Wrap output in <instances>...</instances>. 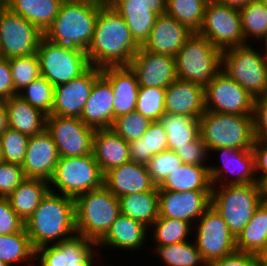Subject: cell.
Wrapping results in <instances>:
<instances>
[{
    "label": "cell",
    "instance_id": "1",
    "mask_svg": "<svg viewBox=\"0 0 267 266\" xmlns=\"http://www.w3.org/2000/svg\"><path fill=\"white\" fill-rule=\"evenodd\" d=\"M140 49L130 29L112 5H101L92 42L86 51L91 66H128Z\"/></svg>",
    "mask_w": 267,
    "mask_h": 266
},
{
    "label": "cell",
    "instance_id": "2",
    "mask_svg": "<svg viewBox=\"0 0 267 266\" xmlns=\"http://www.w3.org/2000/svg\"><path fill=\"white\" fill-rule=\"evenodd\" d=\"M54 192L50 190L33 214L24 222L35 250L49 245L50 242L54 245L65 241L75 236L73 234H77L75 199Z\"/></svg>",
    "mask_w": 267,
    "mask_h": 266
},
{
    "label": "cell",
    "instance_id": "3",
    "mask_svg": "<svg viewBox=\"0 0 267 266\" xmlns=\"http://www.w3.org/2000/svg\"><path fill=\"white\" fill-rule=\"evenodd\" d=\"M101 4L84 0H63L44 37L72 51H87L94 35Z\"/></svg>",
    "mask_w": 267,
    "mask_h": 266
},
{
    "label": "cell",
    "instance_id": "4",
    "mask_svg": "<svg viewBox=\"0 0 267 266\" xmlns=\"http://www.w3.org/2000/svg\"><path fill=\"white\" fill-rule=\"evenodd\" d=\"M119 199L104 185L75 198V228L78 235L98 243L120 215Z\"/></svg>",
    "mask_w": 267,
    "mask_h": 266
},
{
    "label": "cell",
    "instance_id": "5",
    "mask_svg": "<svg viewBox=\"0 0 267 266\" xmlns=\"http://www.w3.org/2000/svg\"><path fill=\"white\" fill-rule=\"evenodd\" d=\"M199 133L209 151L216 148L252 149L254 117L205 110L199 118Z\"/></svg>",
    "mask_w": 267,
    "mask_h": 266
},
{
    "label": "cell",
    "instance_id": "6",
    "mask_svg": "<svg viewBox=\"0 0 267 266\" xmlns=\"http://www.w3.org/2000/svg\"><path fill=\"white\" fill-rule=\"evenodd\" d=\"M212 186L211 205L226 222L230 232L237 238L253 217L263 196L260 183Z\"/></svg>",
    "mask_w": 267,
    "mask_h": 266
},
{
    "label": "cell",
    "instance_id": "7",
    "mask_svg": "<svg viewBox=\"0 0 267 266\" xmlns=\"http://www.w3.org/2000/svg\"><path fill=\"white\" fill-rule=\"evenodd\" d=\"M221 56L219 48L193 32L175 55L176 76L205 87L221 70Z\"/></svg>",
    "mask_w": 267,
    "mask_h": 266
},
{
    "label": "cell",
    "instance_id": "8",
    "mask_svg": "<svg viewBox=\"0 0 267 266\" xmlns=\"http://www.w3.org/2000/svg\"><path fill=\"white\" fill-rule=\"evenodd\" d=\"M221 71L254 98L267 92V58L248 44L222 51Z\"/></svg>",
    "mask_w": 267,
    "mask_h": 266
},
{
    "label": "cell",
    "instance_id": "9",
    "mask_svg": "<svg viewBox=\"0 0 267 266\" xmlns=\"http://www.w3.org/2000/svg\"><path fill=\"white\" fill-rule=\"evenodd\" d=\"M59 193L76 198L80 194L101 188L104 175L92 154L78 157H59L53 176L49 181Z\"/></svg>",
    "mask_w": 267,
    "mask_h": 266
},
{
    "label": "cell",
    "instance_id": "10",
    "mask_svg": "<svg viewBox=\"0 0 267 266\" xmlns=\"http://www.w3.org/2000/svg\"><path fill=\"white\" fill-rule=\"evenodd\" d=\"M36 54L40 75L54 87L68 83L91 66L85 51L64 49L44 36L39 41Z\"/></svg>",
    "mask_w": 267,
    "mask_h": 266
},
{
    "label": "cell",
    "instance_id": "11",
    "mask_svg": "<svg viewBox=\"0 0 267 266\" xmlns=\"http://www.w3.org/2000/svg\"><path fill=\"white\" fill-rule=\"evenodd\" d=\"M221 51L242 46L245 42L239 10L209 0L203 23L197 32Z\"/></svg>",
    "mask_w": 267,
    "mask_h": 266
},
{
    "label": "cell",
    "instance_id": "12",
    "mask_svg": "<svg viewBox=\"0 0 267 266\" xmlns=\"http://www.w3.org/2000/svg\"><path fill=\"white\" fill-rule=\"evenodd\" d=\"M43 36L33 23L4 4L0 7V57L10 59L36 53Z\"/></svg>",
    "mask_w": 267,
    "mask_h": 266
},
{
    "label": "cell",
    "instance_id": "13",
    "mask_svg": "<svg viewBox=\"0 0 267 266\" xmlns=\"http://www.w3.org/2000/svg\"><path fill=\"white\" fill-rule=\"evenodd\" d=\"M205 109L212 112L254 115V100L242 86L221 70L204 87Z\"/></svg>",
    "mask_w": 267,
    "mask_h": 266
},
{
    "label": "cell",
    "instance_id": "14",
    "mask_svg": "<svg viewBox=\"0 0 267 266\" xmlns=\"http://www.w3.org/2000/svg\"><path fill=\"white\" fill-rule=\"evenodd\" d=\"M46 130L51 134L59 157H78L92 154L95 129L80 118L47 115Z\"/></svg>",
    "mask_w": 267,
    "mask_h": 266
},
{
    "label": "cell",
    "instance_id": "15",
    "mask_svg": "<svg viewBox=\"0 0 267 266\" xmlns=\"http://www.w3.org/2000/svg\"><path fill=\"white\" fill-rule=\"evenodd\" d=\"M197 224L195 244L207 263L237 250L236 237L212 205L201 215Z\"/></svg>",
    "mask_w": 267,
    "mask_h": 266
},
{
    "label": "cell",
    "instance_id": "16",
    "mask_svg": "<svg viewBox=\"0 0 267 266\" xmlns=\"http://www.w3.org/2000/svg\"><path fill=\"white\" fill-rule=\"evenodd\" d=\"M101 75V68L90 66L80 76L66 84L54 87V105L51 115L80 118L94 82Z\"/></svg>",
    "mask_w": 267,
    "mask_h": 266
},
{
    "label": "cell",
    "instance_id": "17",
    "mask_svg": "<svg viewBox=\"0 0 267 266\" xmlns=\"http://www.w3.org/2000/svg\"><path fill=\"white\" fill-rule=\"evenodd\" d=\"M128 66L135 73L139 87L166 89L177 79L175 57L152 53L142 47Z\"/></svg>",
    "mask_w": 267,
    "mask_h": 266
},
{
    "label": "cell",
    "instance_id": "18",
    "mask_svg": "<svg viewBox=\"0 0 267 266\" xmlns=\"http://www.w3.org/2000/svg\"><path fill=\"white\" fill-rule=\"evenodd\" d=\"M212 191H165L158 189L159 217L179 219L192 224L211 205Z\"/></svg>",
    "mask_w": 267,
    "mask_h": 266
},
{
    "label": "cell",
    "instance_id": "19",
    "mask_svg": "<svg viewBox=\"0 0 267 266\" xmlns=\"http://www.w3.org/2000/svg\"><path fill=\"white\" fill-rule=\"evenodd\" d=\"M59 160V154L51 134L45 129L30 136L22 169L27 179L50 181Z\"/></svg>",
    "mask_w": 267,
    "mask_h": 266
},
{
    "label": "cell",
    "instance_id": "20",
    "mask_svg": "<svg viewBox=\"0 0 267 266\" xmlns=\"http://www.w3.org/2000/svg\"><path fill=\"white\" fill-rule=\"evenodd\" d=\"M192 34L193 31L187 26L163 13L156 17L149 38L142 48L152 53L175 57Z\"/></svg>",
    "mask_w": 267,
    "mask_h": 266
},
{
    "label": "cell",
    "instance_id": "21",
    "mask_svg": "<svg viewBox=\"0 0 267 266\" xmlns=\"http://www.w3.org/2000/svg\"><path fill=\"white\" fill-rule=\"evenodd\" d=\"M212 151L221 153L223 163L221 167H208L212 186L223 181L222 174L224 176V172L236 174V177L231 179L228 185L260 183L258 177H255V157L252 149L216 148Z\"/></svg>",
    "mask_w": 267,
    "mask_h": 266
},
{
    "label": "cell",
    "instance_id": "22",
    "mask_svg": "<svg viewBox=\"0 0 267 266\" xmlns=\"http://www.w3.org/2000/svg\"><path fill=\"white\" fill-rule=\"evenodd\" d=\"M204 86L177 78L165 91V112L200 118L205 112Z\"/></svg>",
    "mask_w": 267,
    "mask_h": 266
},
{
    "label": "cell",
    "instance_id": "23",
    "mask_svg": "<svg viewBox=\"0 0 267 266\" xmlns=\"http://www.w3.org/2000/svg\"><path fill=\"white\" fill-rule=\"evenodd\" d=\"M101 74L110 82L113 94L114 119L136 110L139 84L129 66H108L101 68Z\"/></svg>",
    "mask_w": 267,
    "mask_h": 266
},
{
    "label": "cell",
    "instance_id": "24",
    "mask_svg": "<svg viewBox=\"0 0 267 266\" xmlns=\"http://www.w3.org/2000/svg\"><path fill=\"white\" fill-rule=\"evenodd\" d=\"M104 186L117 198L152 190L147 166L129 161L113 168L104 175Z\"/></svg>",
    "mask_w": 267,
    "mask_h": 266
},
{
    "label": "cell",
    "instance_id": "25",
    "mask_svg": "<svg viewBox=\"0 0 267 266\" xmlns=\"http://www.w3.org/2000/svg\"><path fill=\"white\" fill-rule=\"evenodd\" d=\"M114 94L110 82L101 75L92 87L80 120L94 129H110L113 125Z\"/></svg>",
    "mask_w": 267,
    "mask_h": 266
},
{
    "label": "cell",
    "instance_id": "26",
    "mask_svg": "<svg viewBox=\"0 0 267 266\" xmlns=\"http://www.w3.org/2000/svg\"><path fill=\"white\" fill-rule=\"evenodd\" d=\"M92 153L103 175L130 161L129 144L110 129H95Z\"/></svg>",
    "mask_w": 267,
    "mask_h": 266
},
{
    "label": "cell",
    "instance_id": "27",
    "mask_svg": "<svg viewBox=\"0 0 267 266\" xmlns=\"http://www.w3.org/2000/svg\"><path fill=\"white\" fill-rule=\"evenodd\" d=\"M3 102L7 109L9 128L29 137L40 134L46 129L47 115L31 106L18 95Z\"/></svg>",
    "mask_w": 267,
    "mask_h": 266
},
{
    "label": "cell",
    "instance_id": "28",
    "mask_svg": "<svg viewBox=\"0 0 267 266\" xmlns=\"http://www.w3.org/2000/svg\"><path fill=\"white\" fill-rule=\"evenodd\" d=\"M148 228L145 224L120 214L97 246L109 245L125 250L139 249L146 240Z\"/></svg>",
    "mask_w": 267,
    "mask_h": 266
},
{
    "label": "cell",
    "instance_id": "29",
    "mask_svg": "<svg viewBox=\"0 0 267 266\" xmlns=\"http://www.w3.org/2000/svg\"><path fill=\"white\" fill-rule=\"evenodd\" d=\"M209 165L183 164L172 172L158 187L165 191H212Z\"/></svg>",
    "mask_w": 267,
    "mask_h": 266
},
{
    "label": "cell",
    "instance_id": "30",
    "mask_svg": "<svg viewBox=\"0 0 267 266\" xmlns=\"http://www.w3.org/2000/svg\"><path fill=\"white\" fill-rule=\"evenodd\" d=\"M63 0H3L11 11L33 23L43 33L51 26Z\"/></svg>",
    "mask_w": 267,
    "mask_h": 266
},
{
    "label": "cell",
    "instance_id": "31",
    "mask_svg": "<svg viewBox=\"0 0 267 266\" xmlns=\"http://www.w3.org/2000/svg\"><path fill=\"white\" fill-rule=\"evenodd\" d=\"M49 182L42 179H25L7 197L12 209L25 222L49 193Z\"/></svg>",
    "mask_w": 267,
    "mask_h": 266
},
{
    "label": "cell",
    "instance_id": "32",
    "mask_svg": "<svg viewBox=\"0 0 267 266\" xmlns=\"http://www.w3.org/2000/svg\"><path fill=\"white\" fill-rule=\"evenodd\" d=\"M120 213L137 220L147 227L159 217L158 187L145 192L119 197Z\"/></svg>",
    "mask_w": 267,
    "mask_h": 266
},
{
    "label": "cell",
    "instance_id": "33",
    "mask_svg": "<svg viewBox=\"0 0 267 266\" xmlns=\"http://www.w3.org/2000/svg\"><path fill=\"white\" fill-rule=\"evenodd\" d=\"M267 247V202L255 210L253 217L236 238L238 251L253 253L260 256Z\"/></svg>",
    "mask_w": 267,
    "mask_h": 266
},
{
    "label": "cell",
    "instance_id": "34",
    "mask_svg": "<svg viewBox=\"0 0 267 266\" xmlns=\"http://www.w3.org/2000/svg\"><path fill=\"white\" fill-rule=\"evenodd\" d=\"M167 134L160 121H153L145 134L129 142L130 161L147 165L154 154L168 150Z\"/></svg>",
    "mask_w": 267,
    "mask_h": 266
},
{
    "label": "cell",
    "instance_id": "35",
    "mask_svg": "<svg viewBox=\"0 0 267 266\" xmlns=\"http://www.w3.org/2000/svg\"><path fill=\"white\" fill-rule=\"evenodd\" d=\"M127 23L135 42L142 47L148 40L158 16L150 6L140 4H110Z\"/></svg>",
    "mask_w": 267,
    "mask_h": 266
},
{
    "label": "cell",
    "instance_id": "36",
    "mask_svg": "<svg viewBox=\"0 0 267 266\" xmlns=\"http://www.w3.org/2000/svg\"><path fill=\"white\" fill-rule=\"evenodd\" d=\"M159 121L167 134L169 150L187 146L200 136L198 118L165 112Z\"/></svg>",
    "mask_w": 267,
    "mask_h": 266
},
{
    "label": "cell",
    "instance_id": "37",
    "mask_svg": "<svg viewBox=\"0 0 267 266\" xmlns=\"http://www.w3.org/2000/svg\"><path fill=\"white\" fill-rule=\"evenodd\" d=\"M209 0H166L165 13L191 31L198 32Z\"/></svg>",
    "mask_w": 267,
    "mask_h": 266
},
{
    "label": "cell",
    "instance_id": "38",
    "mask_svg": "<svg viewBox=\"0 0 267 266\" xmlns=\"http://www.w3.org/2000/svg\"><path fill=\"white\" fill-rule=\"evenodd\" d=\"M36 258V250L26 232L25 227L17 233L0 234V261L10 265L12 263Z\"/></svg>",
    "mask_w": 267,
    "mask_h": 266
},
{
    "label": "cell",
    "instance_id": "39",
    "mask_svg": "<svg viewBox=\"0 0 267 266\" xmlns=\"http://www.w3.org/2000/svg\"><path fill=\"white\" fill-rule=\"evenodd\" d=\"M157 255L167 266H207L202 254L198 250L195 242L188 241L165 246H155ZM200 264V265H199Z\"/></svg>",
    "mask_w": 267,
    "mask_h": 266
},
{
    "label": "cell",
    "instance_id": "40",
    "mask_svg": "<svg viewBox=\"0 0 267 266\" xmlns=\"http://www.w3.org/2000/svg\"><path fill=\"white\" fill-rule=\"evenodd\" d=\"M151 226L154 227L152 235L158 244L156 246H165L187 241L186 236L193 225L179 219L158 217Z\"/></svg>",
    "mask_w": 267,
    "mask_h": 266
},
{
    "label": "cell",
    "instance_id": "41",
    "mask_svg": "<svg viewBox=\"0 0 267 266\" xmlns=\"http://www.w3.org/2000/svg\"><path fill=\"white\" fill-rule=\"evenodd\" d=\"M239 13L245 42L248 36L262 40L267 33V6L261 0H255L239 10Z\"/></svg>",
    "mask_w": 267,
    "mask_h": 266
},
{
    "label": "cell",
    "instance_id": "42",
    "mask_svg": "<svg viewBox=\"0 0 267 266\" xmlns=\"http://www.w3.org/2000/svg\"><path fill=\"white\" fill-rule=\"evenodd\" d=\"M21 91L17 94L21 99L44 114L51 115L54 105V86L45 77L39 76Z\"/></svg>",
    "mask_w": 267,
    "mask_h": 266
},
{
    "label": "cell",
    "instance_id": "43",
    "mask_svg": "<svg viewBox=\"0 0 267 266\" xmlns=\"http://www.w3.org/2000/svg\"><path fill=\"white\" fill-rule=\"evenodd\" d=\"M63 251L64 266L77 263H93L95 255L92 245L97 246L93 240L75 234V236L56 244Z\"/></svg>",
    "mask_w": 267,
    "mask_h": 266
},
{
    "label": "cell",
    "instance_id": "44",
    "mask_svg": "<svg viewBox=\"0 0 267 266\" xmlns=\"http://www.w3.org/2000/svg\"><path fill=\"white\" fill-rule=\"evenodd\" d=\"M15 93L18 94L40 75L39 58L36 53L8 59Z\"/></svg>",
    "mask_w": 267,
    "mask_h": 266
},
{
    "label": "cell",
    "instance_id": "45",
    "mask_svg": "<svg viewBox=\"0 0 267 266\" xmlns=\"http://www.w3.org/2000/svg\"><path fill=\"white\" fill-rule=\"evenodd\" d=\"M165 91L157 87H139L136 111L151 121H159L165 113Z\"/></svg>",
    "mask_w": 267,
    "mask_h": 266
},
{
    "label": "cell",
    "instance_id": "46",
    "mask_svg": "<svg viewBox=\"0 0 267 266\" xmlns=\"http://www.w3.org/2000/svg\"><path fill=\"white\" fill-rule=\"evenodd\" d=\"M152 122L135 110L115 118L111 129L129 143L142 137Z\"/></svg>",
    "mask_w": 267,
    "mask_h": 266
},
{
    "label": "cell",
    "instance_id": "47",
    "mask_svg": "<svg viewBox=\"0 0 267 266\" xmlns=\"http://www.w3.org/2000/svg\"><path fill=\"white\" fill-rule=\"evenodd\" d=\"M29 136L7 127L0 134L4 162L22 165L25 159Z\"/></svg>",
    "mask_w": 267,
    "mask_h": 266
},
{
    "label": "cell",
    "instance_id": "48",
    "mask_svg": "<svg viewBox=\"0 0 267 266\" xmlns=\"http://www.w3.org/2000/svg\"><path fill=\"white\" fill-rule=\"evenodd\" d=\"M184 163L182 159L172 150H165L149 160L147 166L152 183L159 187L163 181Z\"/></svg>",
    "mask_w": 267,
    "mask_h": 266
},
{
    "label": "cell",
    "instance_id": "49",
    "mask_svg": "<svg viewBox=\"0 0 267 266\" xmlns=\"http://www.w3.org/2000/svg\"><path fill=\"white\" fill-rule=\"evenodd\" d=\"M25 179L21 165L0 162V197H8Z\"/></svg>",
    "mask_w": 267,
    "mask_h": 266
},
{
    "label": "cell",
    "instance_id": "50",
    "mask_svg": "<svg viewBox=\"0 0 267 266\" xmlns=\"http://www.w3.org/2000/svg\"><path fill=\"white\" fill-rule=\"evenodd\" d=\"M24 227V221L12 209L8 198L0 197V234L17 233Z\"/></svg>",
    "mask_w": 267,
    "mask_h": 266
},
{
    "label": "cell",
    "instance_id": "51",
    "mask_svg": "<svg viewBox=\"0 0 267 266\" xmlns=\"http://www.w3.org/2000/svg\"><path fill=\"white\" fill-rule=\"evenodd\" d=\"M174 152L184 164L205 166L204 160H207L209 149L199 136L195 141L189 142L187 146L176 148Z\"/></svg>",
    "mask_w": 267,
    "mask_h": 266
},
{
    "label": "cell",
    "instance_id": "52",
    "mask_svg": "<svg viewBox=\"0 0 267 266\" xmlns=\"http://www.w3.org/2000/svg\"><path fill=\"white\" fill-rule=\"evenodd\" d=\"M255 140L267 141V92L254 100Z\"/></svg>",
    "mask_w": 267,
    "mask_h": 266
},
{
    "label": "cell",
    "instance_id": "53",
    "mask_svg": "<svg viewBox=\"0 0 267 266\" xmlns=\"http://www.w3.org/2000/svg\"><path fill=\"white\" fill-rule=\"evenodd\" d=\"M259 256L244 251H234L220 259L210 261L207 266H255Z\"/></svg>",
    "mask_w": 267,
    "mask_h": 266
},
{
    "label": "cell",
    "instance_id": "54",
    "mask_svg": "<svg viewBox=\"0 0 267 266\" xmlns=\"http://www.w3.org/2000/svg\"><path fill=\"white\" fill-rule=\"evenodd\" d=\"M16 95L8 59L0 57V101Z\"/></svg>",
    "mask_w": 267,
    "mask_h": 266
},
{
    "label": "cell",
    "instance_id": "55",
    "mask_svg": "<svg viewBox=\"0 0 267 266\" xmlns=\"http://www.w3.org/2000/svg\"><path fill=\"white\" fill-rule=\"evenodd\" d=\"M36 259L40 260L41 266H64L63 251L56 244L38 248Z\"/></svg>",
    "mask_w": 267,
    "mask_h": 266
},
{
    "label": "cell",
    "instance_id": "56",
    "mask_svg": "<svg viewBox=\"0 0 267 266\" xmlns=\"http://www.w3.org/2000/svg\"><path fill=\"white\" fill-rule=\"evenodd\" d=\"M252 151L255 157L256 176L259 174L260 170L263 172L260 177L258 176V182H260L264 177L267 176V141L255 140Z\"/></svg>",
    "mask_w": 267,
    "mask_h": 266
},
{
    "label": "cell",
    "instance_id": "57",
    "mask_svg": "<svg viewBox=\"0 0 267 266\" xmlns=\"http://www.w3.org/2000/svg\"><path fill=\"white\" fill-rule=\"evenodd\" d=\"M109 4H140L150 6L157 15L165 13L166 0H110Z\"/></svg>",
    "mask_w": 267,
    "mask_h": 266
},
{
    "label": "cell",
    "instance_id": "58",
    "mask_svg": "<svg viewBox=\"0 0 267 266\" xmlns=\"http://www.w3.org/2000/svg\"><path fill=\"white\" fill-rule=\"evenodd\" d=\"M213 1L223 5H227L230 8L241 10L255 0H213Z\"/></svg>",
    "mask_w": 267,
    "mask_h": 266
},
{
    "label": "cell",
    "instance_id": "59",
    "mask_svg": "<svg viewBox=\"0 0 267 266\" xmlns=\"http://www.w3.org/2000/svg\"><path fill=\"white\" fill-rule=\"evenodd\" d=\"M8 127L7 109L3 101H0V134Z\"/></svg>",
    "mask_w": 267,
    "mask_h": 266
},
{
    "label": "cell",
    "instance_id": "60",
    "mask_svg": "<svg viewBox=\"0 0 267 266\" xmlns=\"http://www.w3.org/2000/svg\"><path fill=\"white\" fill-rule=\"evenodd\" d=\"M263 201L267 202V176L260 181Z\"/></svg>",
    "mask_w": 267,
    "mask_h": 266
},
{
    "label": "cell",
    "instance_id": "61",
    "mask_svg": "<svg viewBox=\"0 0 267 266\" xmlns=\"http://www.w3.org/2000/svg\"><path fill=\"white\" fill-rule=\"evenodd\" d=\"M84 1H90V2H94V3H99L101 5L108 4L110 2V0H84Z\"/></svg>",
    "mask_w": 267,
    "mask_h": 266
},
{
    "label": "cell",
    "instance_id": "62",
    "mask_svg": "<svg viewBox=\"0 0 267 266\" xmlns=\"http://www.w3.org/2000/svg\"><path fill=\"white\" fill-rule=\"evenodd\" d=\"M255 266H267V262H265L260 256L258 258V261L256 262Z\"/></svg>",
    "mask_w": 267,
    "mask_h": 266
},
{
    "label": "cell",
    "instance_id": "63",
    "mask_svg": "<svg viewBox=\"0 0 267 266\" xmlns=\"http://www.w3.org/2000/svg\"><path fill=\"white\" fill-rule=\"evenodd\" d=\"M93 263H77L68 266H92Z\"/></svg>",
    "mask_w": 267,
    "mask_h": 266
},
{
    "label": "cell",
    "instance_id": "64",
    "mask_svg": "<svg viewBox=\"0 0 267 266\" xmlns=\"http://www.w3.org/2000/svg\"><path fill=\"white\" fill-rule=\"evenodd\" d=\"M260 257H261L265 262H267V247H266L265 251L260 255Z\"/></svg>",
    "mask_w": 267,
    "mask_h": 266
},
{
    "label": "cell",
    "instance_id": "65",
    "mask_svg": "<svg viewBox=\"0 0 267 266\" xmlns=\"http://www.w3.org/2000/svg\"><path fill=\"white\" fill-rule=\"evenodd\" d=\"M262 39H264V42H265V47H266V52H265V56H266V58H267V33H266V35L262 38Z\"/></svg>",
    "mask_w": 267,
    "mask_h": 266
},
{
    "label": "cell",
    "instance_id": "66",
    "mask_svg": "<svg viewBox=\"0 0 267 266\" xmlns=\"http://www.w3.org/2000/svg\"><path fill=\"white\" fill-rule=\"evenodd\" d=\"M3 161V158H2V149H1V141H0V162Z\"/></svg>",
    "mask_w": 267,
    "mask_h": 266
},
{
    "label": "cell",
    "instance_id": "67",
    "mask_svg": "<svg viewBox=\"0 0 267 266\" xmlns=\"http://www.w3.org/2000/svg\"><path fill=\"white\" fill-rule=\"evenodd\" d=\"M0 266H11L10 264L6 263V262H2L0 261Z\"/></svg>",
    "mask_w": 267,
    "mask_h": 266
},
{
    "label": "cell",
    "instance_id": "68",
    "mask_svg": "<svg viewBox=\"0 0 267 266\" xmlns=\"http://www.w3.org/2000/svg\"><path fill=\"white\" fill-rule=\"evenodd\" d=\"M267 6V0H261Z\"/></svg>",
    "mask_w": 267,
    "mask_h": 266
},
{
    "label": "cell",
    "instance_id": "69",
    "mask_svg": "<svg viewBox=\"0 0 267 266\" xmlns=\"http://www.w3.org/2000/svg\"><path fill=\"white\" fill-rule=\"evenodd\" d=\"M3 5V0H0V7Z\"/></svg>",
    "mask_w": 267,
    "mask_h": 266
}]
</instances>
